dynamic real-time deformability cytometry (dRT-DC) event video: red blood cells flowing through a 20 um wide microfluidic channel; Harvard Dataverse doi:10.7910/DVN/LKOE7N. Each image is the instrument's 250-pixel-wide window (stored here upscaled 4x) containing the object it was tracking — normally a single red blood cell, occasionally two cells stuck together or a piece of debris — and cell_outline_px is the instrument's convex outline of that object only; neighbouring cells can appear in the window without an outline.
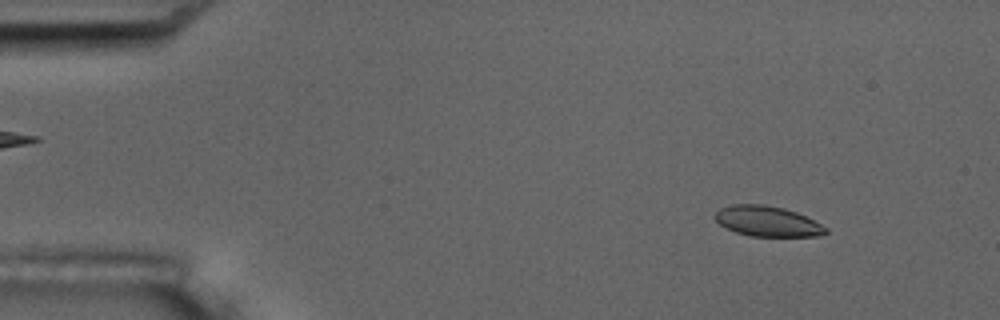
{"species": "common noctule bat (a hibernating species)", "species_latin": "Nyctalus noctula", "temperature_condition": "room temperature", "stored_images_in_passage": 3, "camera_frame_rate_fps": 3000, "um_per_image_px": 0.085, "animal": {"sex": "male", "body_mass_g": 17.5, "forearm_length_mm": 52.3}, "frame": {"image": 1, "passage_image": 1, "time_ms": 0.0, "image_size_px": [1000, 320], "cell_outline_px": [[828, 232], [820, 236], [748, 236], [736, 232], [720, 224], [712, 216], [720, 208], [732, 204], [764, 204], [784, 208], [796, 212], [828, 228]], "centroid_in_image_um": [65.21, 18.8], "position_along_channel_um": 19.8, "area_um2": 19.54}}
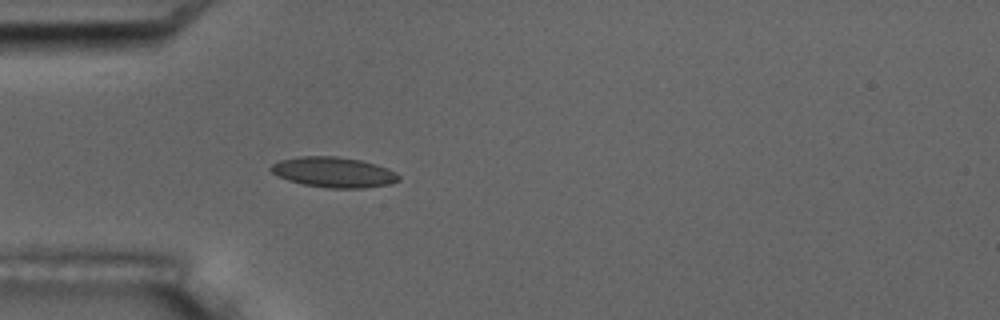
{"frame": {"image": 2, "passage_image": 3, "time_ms": 3.333, "image_size_px": [1000, 320], "cell_outline_px": [[400, 180], [392, 184], [364, 188], [328, 188], [304, 184], [288, 180], [272, 172], [268, 168], [272, 164], [280, 160], [300, 156], [336, 156], [360, 160], [376, 164], [388, 168], [396, 172], [400, 176]], "centroid_in_image_um": [28.4, 14.64], "position_along_channel_um": 56.6, "area_um2": 22.66}}